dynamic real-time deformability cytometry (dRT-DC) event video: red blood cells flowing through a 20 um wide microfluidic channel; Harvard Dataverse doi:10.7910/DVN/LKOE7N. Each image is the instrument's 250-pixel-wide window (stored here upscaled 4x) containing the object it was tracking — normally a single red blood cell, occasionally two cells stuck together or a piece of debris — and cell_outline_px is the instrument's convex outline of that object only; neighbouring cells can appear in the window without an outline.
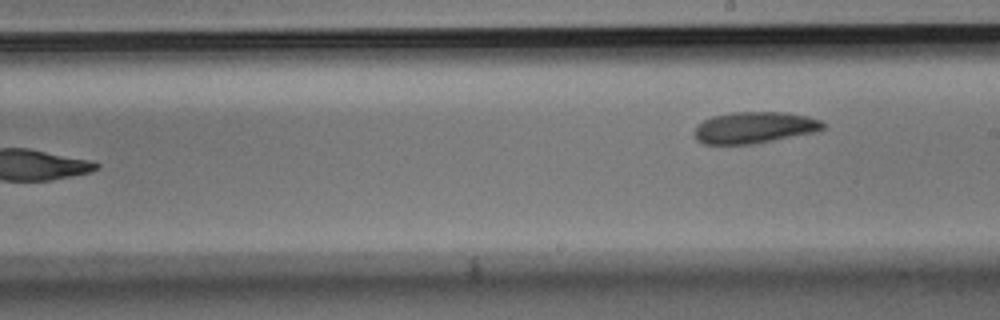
{"species": "Egyptian fruit bat (a non-hibernating species)", "species_latin": "Rousettus aegyptiacus", "temperature_condition": "room temperature", "stored_images_in_passage": 8, "camera_frame_rate_fps": 3000, "um_per_image_px": 0.085, "animal": {"sex": "male"}, "frame": {"image": 1, "passage_image": 8, "time_ms": 2.333, "image_size_px": [1000, 320], "cell_outline_px": [[824, 128], [816, 132], [752, 144], [704, 144], [696, 140], [692, 132], [696, 124], [712, 116], [732, 112], [784, 112], [808, 116], [820, 120], [824, 124]], "centroid_in_image_um": [64.07, 10.84], "position_along_channel_um": 224.9, "area_um2": 23.76}}